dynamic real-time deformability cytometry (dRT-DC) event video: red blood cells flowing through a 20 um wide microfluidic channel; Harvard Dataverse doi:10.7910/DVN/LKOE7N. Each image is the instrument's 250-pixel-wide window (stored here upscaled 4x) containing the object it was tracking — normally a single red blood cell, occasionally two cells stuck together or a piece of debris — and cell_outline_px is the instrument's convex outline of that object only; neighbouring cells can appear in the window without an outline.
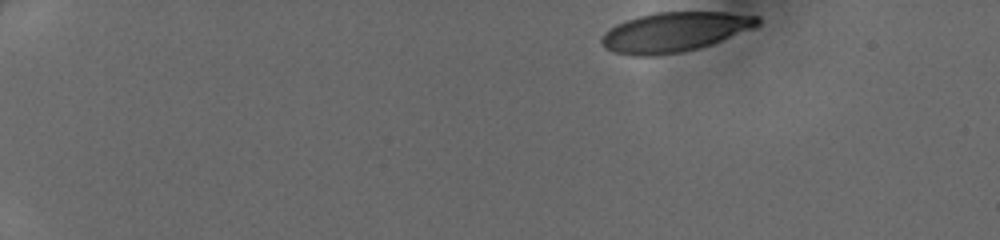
{"species": "human", "species_latin": "Homo sapiens", "temperature_condition": "cold", "stored_images_in_passage": 42, "camera_frame_rate_fps": 3000, "um_per_image_px": 0.085, "donor": {"sex": "female"}, "frame": {"image": 1, "passage_image": 1, "time_ms": 0.0, "image_size_px": [1000, 240], "cell_outline_px": [[760, 24], [756, 28], [712, 44], [680, 52], [656, 56], [632, 56], [612, 52], [604, 48], [600, 40], [604, 32], [616, 24], [624, 20], [656, 12], [724, 12], [760, 16]], "centroid_in_image_um": [57.34, 2.72], "position_along_channel_um": 27.7, "area_um2": 36.36}}
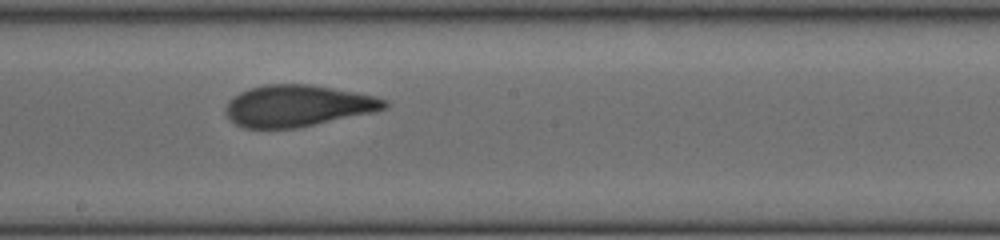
{"frame": {"image": 2, "passage_image": 23, "time_ms": 7.333, "image_size_px": [1000, 240], "cell_outline_px": [[388, 108], [376, 112], [296, 128], [244, 128], [236, 124], [224, 112], [224, 108], [228, 100], [232, 96], [240, 92], [264, 84], [308, 84], [356, 92], [376, 96], [388, 100]], "centroid_in_image_um": [25.32, 8.99], "position_along_channel_um": 222.9, "area_um2": 38.67}}
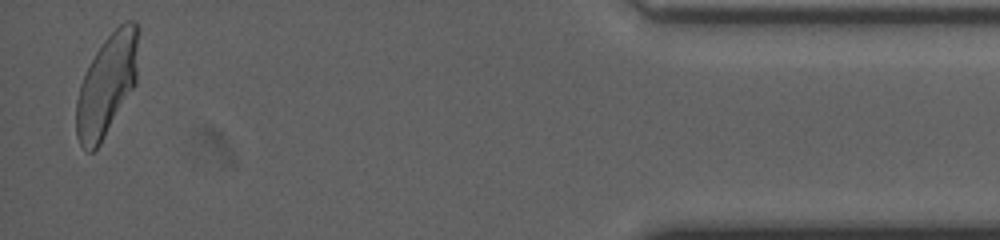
{"frame": {"image": 3, "passage_image": 41, "time_ms": 13.333, "image_size_px": [1000, 240], "cell_outline_px": [[140, 28], [136, 84], [100, 144], [92, 152], [88, 152], [80, 144], [76, 136], [76, 100], [80, 84], [96, 52], [104, 40], [124, 20], [136, 20]], "centroid_in_image_um": [9.12, 7.17], "position_along_channel_um": 426.1, "area_um2": 36.88}}